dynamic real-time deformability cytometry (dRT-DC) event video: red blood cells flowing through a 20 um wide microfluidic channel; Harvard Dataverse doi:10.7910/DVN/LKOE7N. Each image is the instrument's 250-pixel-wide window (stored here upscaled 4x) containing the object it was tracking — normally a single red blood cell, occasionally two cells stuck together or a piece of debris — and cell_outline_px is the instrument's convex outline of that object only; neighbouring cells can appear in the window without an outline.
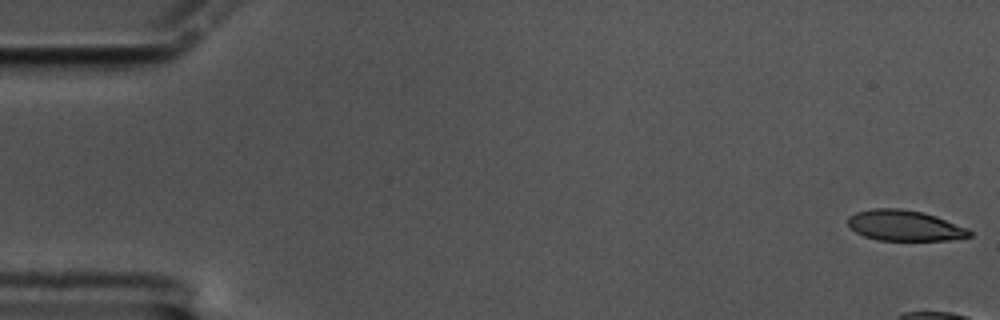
{"species": "common noctule bat (a hibernating species)", "species_latin": "Nyctalus noctula", "temperature_condition": "cold", "stored_images_in_passage": 10, "camera_frame_rate_fps": 3000, "um_per_image_px": 0.085, "animal": {"sex": "male", "body_mass_g": 17.5, "forearm_length_mm": 52.3}, "frame": {"image": 1, "passage_image": 1, "time_ms": 0.0, "image_size_px": [1000, 320], "cell_outline_px": [[972, 236], [948, 240], [880, 240], [864, 236], [856, 232], [848, 224], [848, 216], [856, 212], [872, 208], [900, 208], [924, 212], [936, 216], [968, 228], [972, 232]], "centroid_in_image_um": [76.9, 19.16], "position_along_channel_um": 8.1, "area_um2": 21.73}}